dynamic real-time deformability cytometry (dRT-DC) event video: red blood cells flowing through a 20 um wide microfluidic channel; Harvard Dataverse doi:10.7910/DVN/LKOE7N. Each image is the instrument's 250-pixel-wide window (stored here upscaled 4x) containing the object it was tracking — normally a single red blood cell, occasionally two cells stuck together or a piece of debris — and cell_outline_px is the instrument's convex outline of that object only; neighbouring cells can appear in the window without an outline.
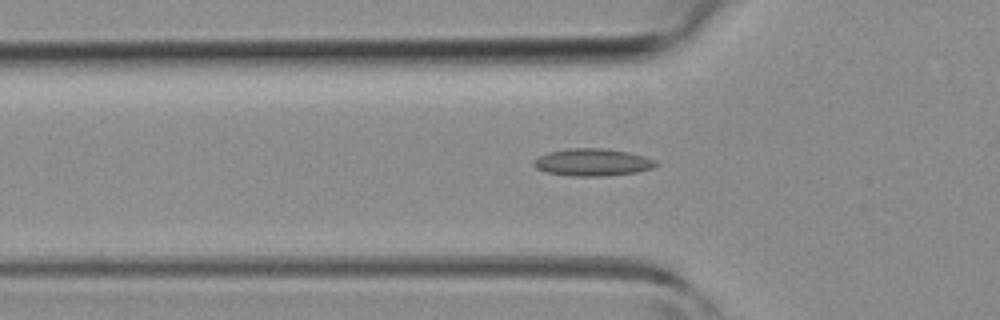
{"species": "common noctule bat (a hibernating species)", "species_latin": "Nyctalus noctula", "temperature_condition": "room temperature", "stored_images_in_passage": 41, "camera_frame_rate_fps": 3000, "um_per_image_px": 0.085, "animal": {"sex": "female", "body_mass_g": 19.3, "forearm_length_mm": 54.1}, "frame": {"image": 1, "passage_image": 14, "time_ms": 4.333, "image_size_px": [1000, 320], "cell_outline_px": [[660, 164], [652, 168], [636, 172], [604, 176], [568, 176], [544, 172], [536, 168], [532, 164], [532, 160], [548, 152], [568, 148], [604, 148], [628, 152], [644, 156], [656, 160]], "centroid_in_image_um": [50.34, 13.8], "position_along_channel_um": 75.5, "area_um2": 19.65}}
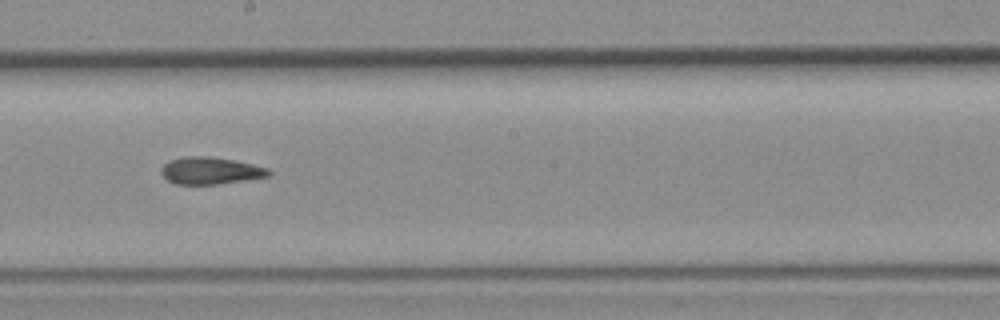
{"frame": {"image": 2, "passage_image": 24, "time_ms": 7.667, "image_size_px": [1000, 320], "cell_outline_px": [[272, 172], [268, 176], [244, 180], [216, 184], [176, 184], [168, 180], [160, 172], [160, 168], [168, 160], [184, 156], [208, 156], [232, 160], [252, 164], [268, 168]], "centroid_in_image_um": [17.85, 14.5], "position_along_channel_um": 230.4, "area_um2": 16.88}}
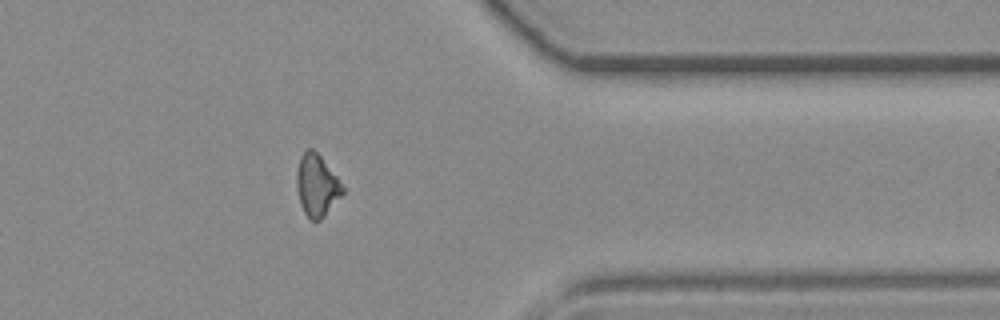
{"frame": {"image": 3, "passage_image": 35, "time_ms": 11.333, "image_size_px": [1000, 320], "cell_outline_px": [[344, 192], [324, 216], [320, 220], [308, 220], [300, 204], [296, 188], [296, 172], [300, 156], [308, 148], [312, 148], [320, 156], [336, 176], [344, 188]], "centroid_in_image_um": [26.89, 15.77], "position_along_channel_um": 384.5, "area_um2": 16.47}}